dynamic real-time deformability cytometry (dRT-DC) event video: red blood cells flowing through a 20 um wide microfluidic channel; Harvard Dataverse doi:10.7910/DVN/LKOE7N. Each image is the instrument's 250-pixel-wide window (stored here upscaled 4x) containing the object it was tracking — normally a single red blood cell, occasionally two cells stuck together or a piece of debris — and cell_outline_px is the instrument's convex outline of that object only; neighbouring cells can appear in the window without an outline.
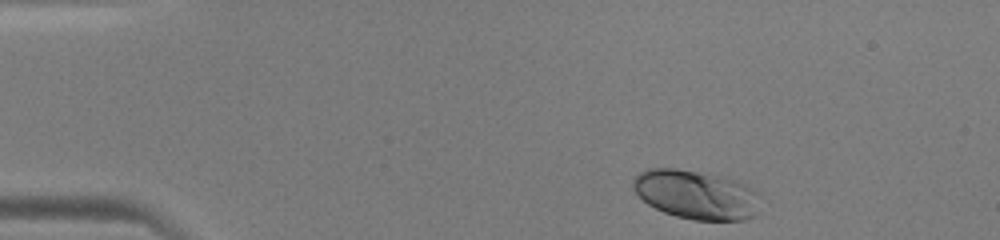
{"species": "human", "species_latin": "Homo sapiens", "temperature_condition": "warm", "stored_images_in_passage": 41, "camera_frame_rate_fps": 3000, "um_per_image_px": 0.085, "donor": {"sex": "male"}, "frame": {"image": 1, "passage_image": 1, "time_ms": 0.0, "image_size_px": [1000, 240], "cell_outline_px": [[760, 212], [756, 216], [744, 220], [692, 220], [676, 216], [664, 212], [648, 204], [632, 188], [632, 176], [648, 168], [676, 168], [712, 172], [728, 176], [752, 188]], "centroid_in_image_um": [59.15, 16.51], "position_along_channel_um": 25.8, "area_um2": 36.88}}
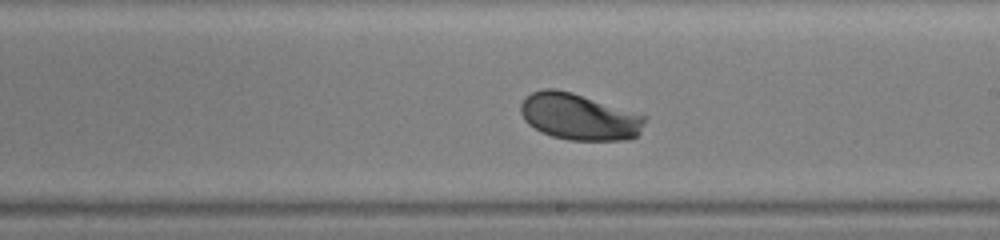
{"frame": {"image": 2, "passage_image": 22, "time_ms": 7.0, "image_size_px": [1000, 240], "cell_outline_px": [[648, 116], [640, 132], [636, 136], [628, 140], [568, 140], [552, 136], [540, 132], [528, 124], [524, 120], [520, 112], [520, 104], [532, 92], [544, 88], [556, 88], [572, 92]], "centroid_in_image_um": [49.22, 9.92], "position_along_channel_um": 239.8, "area_um2": 33.81}}
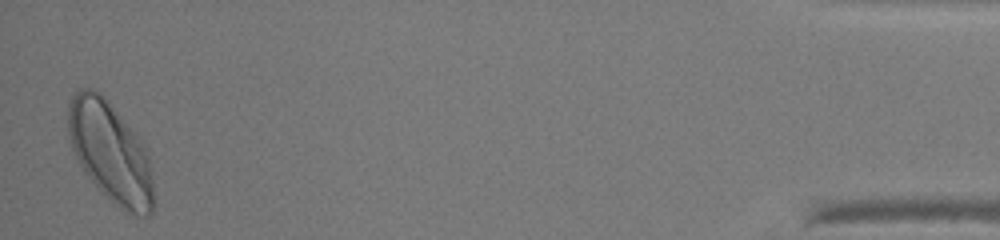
{"frame": {"image": 3, "passage_image": 41, "time_ms": 13.333, "image_size_px": [1000, 240], "cell_outline_px": [[152, 212], [148, 216], [136, 216], [120, 208], [84, 172], [72, 148], [68, 136], [68, 104], [76, 88], [92, 88], [100, 92], [108, 100], [144, 140], [148, 152], [152, 176]], "centroid_in_image_um": [9.39, 12.86], "position_along_channel_um": 425.8, "area_um2": 50.17}}